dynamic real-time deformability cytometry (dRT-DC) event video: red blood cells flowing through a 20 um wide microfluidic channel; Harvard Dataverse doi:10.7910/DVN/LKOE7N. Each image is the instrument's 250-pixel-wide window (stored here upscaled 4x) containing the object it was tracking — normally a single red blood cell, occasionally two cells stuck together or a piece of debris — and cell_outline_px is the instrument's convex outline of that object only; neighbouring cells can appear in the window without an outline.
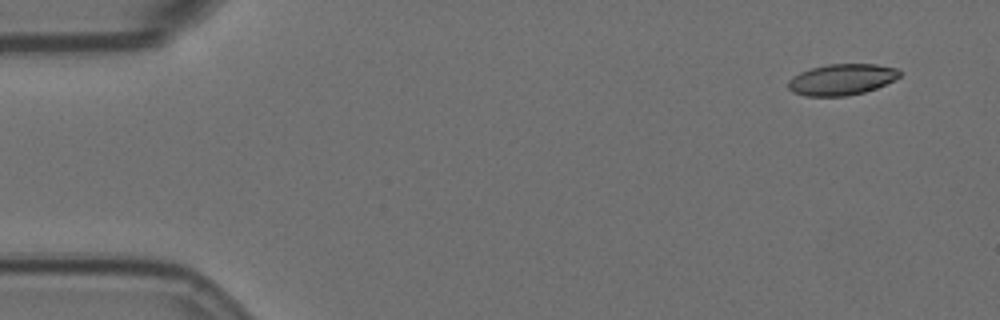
{"species": "Egyptian fruit bat (a non-hibernating species)", "species_latin": "Rousettus aegyptiacus", "temperature_condition": "room temperature", "stored_images_in_passage": 54, "camera_frame_rate_fps": 3000, "um_per_image_px": 0.085, "animal": {"sex": "female"}, "frame": {"image": 1, "passage_image": 1, "time_ms": 0.0, "image_size_px": [1000, 320], "cell_outline_px": [[900, 76], [876, 88], [864, 92], [848, 96], [804, 96], [792, 92], [788, 88], [788, 80], [792, 76], [800, 72], [812, 68], [828, 64], [876, 64], [900, 68]], "centroid_in_image_um": [71.53, 6.76], "position_along_channel_um": 13.5, "area_um2": 20.29}}
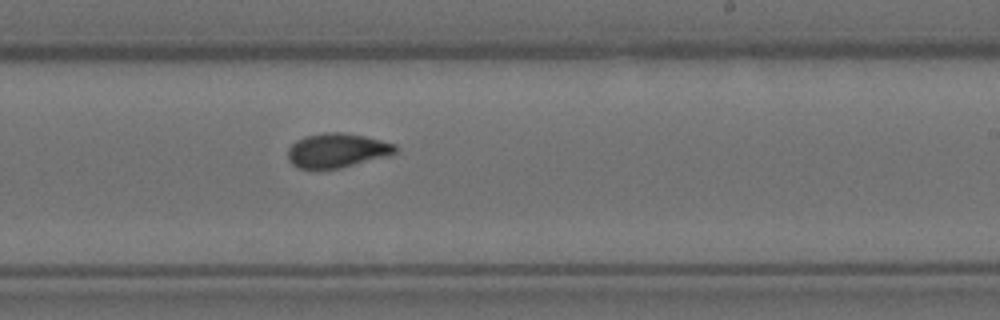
{"frame": {"image": 2, "passage_image": 31, "time_ms": 10.0, "image_size_px": [1000, 320], "cell_outline_px": [[396, 152], [388, 156], [340, 168], [296, 168], [288, 160], [288, 148], [296, 140], [304, 136], [324, 132], [340, 132], [364, 136], [396, 144]], "centroid_in_image_um": [28.62, 12.78], "position_along_channel_um": 260.4, "area_um2": 21.44}}
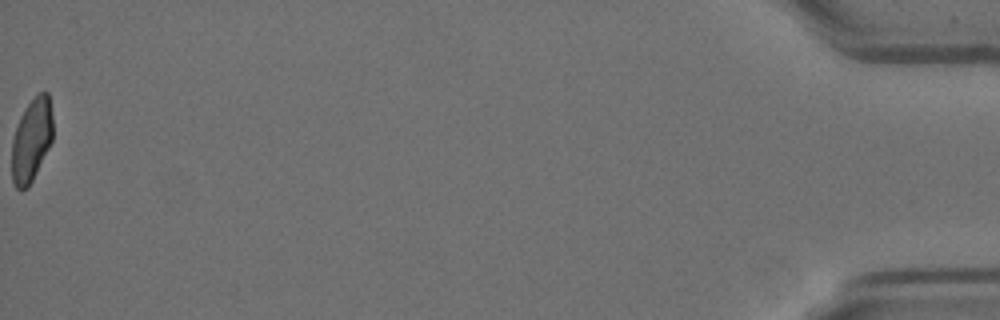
{"frame": {"image": 3, "passage_image": 54, "time_ms": 17.667, "image_size_px": [1000, 320], "cell_outline_px": [[52, 140], [28, 188], [16, 188], [12, 180], [12, 140], [20, 116], [24, 108], [40, 92], [48, 92], [52, 116]], "centroid_in_image_um": [2.67, 11.89], "position_along_channel_um": 432.5, "area_um2": 19.54}, "authors_computed_cell_mechanics": {"area_um2": 21.1259, "velocity_mm_per_s": 3.6012, "shape_relaxation_time_tau1_ms": 8.6459, "shape_relaxation_time_tau2_ms": 1.5567, "deformation_change_tau1": 0.2025, "deformation_change_tau2": 0.0597}}